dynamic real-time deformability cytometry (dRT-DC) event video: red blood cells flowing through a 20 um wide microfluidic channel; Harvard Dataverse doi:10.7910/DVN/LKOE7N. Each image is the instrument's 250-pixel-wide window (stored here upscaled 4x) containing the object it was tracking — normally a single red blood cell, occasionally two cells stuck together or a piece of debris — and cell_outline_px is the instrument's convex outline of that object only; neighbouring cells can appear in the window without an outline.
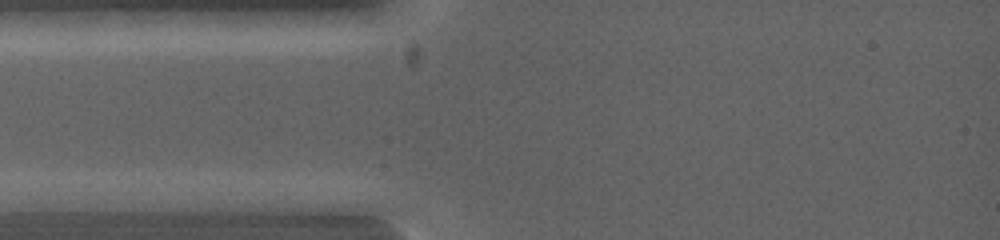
{"species": "common noctule bat (a hibernating species)", "species_latin": "Nyctalus noctula", "temperature_condition": "warm", "stored_images_in_passage": 2, "camera_frame_rate_fps": 5000, "um_per_image_px": 0.085, "animal": {"sex": "female", "body_mass_g": 19.0, "forearm_length_mm": 53.3}, "frame": {"image": 1, "passage_image": 1, "time_ms": 0.0, "image_size_px": [1000, 240], "cell_outline_px": [[308, 200], [300, 216], [296, 216], [140, 212], [140, 200], [192, 192], [288, 192]], "centroid_in_image_um": [19.35, 17.31], "position_along_channel_um": 65.6, "area_um2": 24.33}}